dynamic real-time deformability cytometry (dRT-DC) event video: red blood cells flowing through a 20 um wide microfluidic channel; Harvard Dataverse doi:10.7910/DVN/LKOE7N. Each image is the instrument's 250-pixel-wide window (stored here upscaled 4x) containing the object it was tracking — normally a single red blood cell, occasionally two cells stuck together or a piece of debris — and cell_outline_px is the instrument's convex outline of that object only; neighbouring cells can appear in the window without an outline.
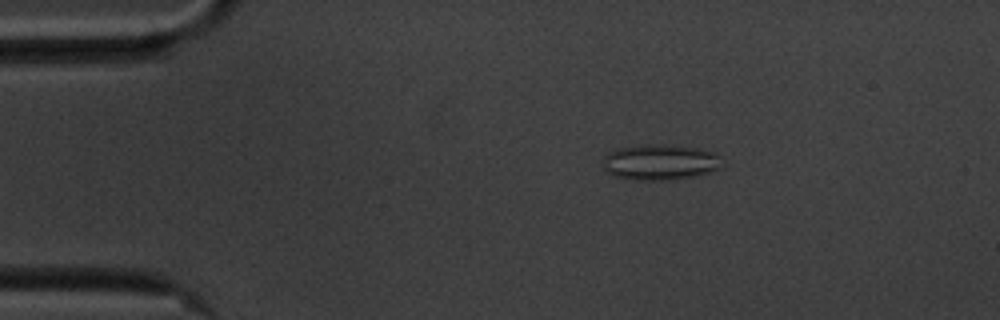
{"species": "common noctule bat (a hibernating species)", "species_latin": "Nyctalus noctula", "temperature_condition": "cold", "stored_images_in_passage": 50, "camera_frame_rate_fps": 3000, "um_per_image_px": 0.085, "animal": {"sex": "male", "body_mass_g": 20.1, "forearm_length_mm": 53.5}, "frame": {"image": 1, "passage_image": 3, "time_ms": 0.667, "image_size_px": [1000, 320], "cell_outline_px": [[724, 164], [720, 168], [696, 176], [672, 180], [636, 180], [616, 176], [608, 172], [604, 168], [604, 160], [608, 152], [620, 148], [644, 144], [664, 144], [700, 148], [712, 152], [720, 156]], "centroid_in_image_um": [56.16, 13.78], "position_along_channel_um": 28.8, "area_um2": 24.85}}
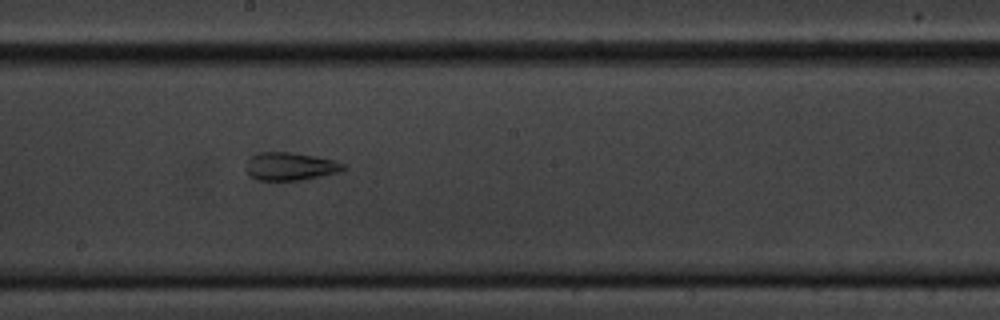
{"frame": {"image": 2, "passage_image": 24, "time_ms": 7.667, "image_size_px": [1000, 320], "cell_outline_px": [[348, 168], [340, 172], [300, 180], [256, 180], [248, 176], [244, 168], [244, 164], [252, 156], [260, 152], [292, 152], [316, 156], [336, 160], [344, 164]], "centroid_in_image_um": [24.65, 14.14], "position_along_channel_um": 223.5, "area_um2": 16.18}}
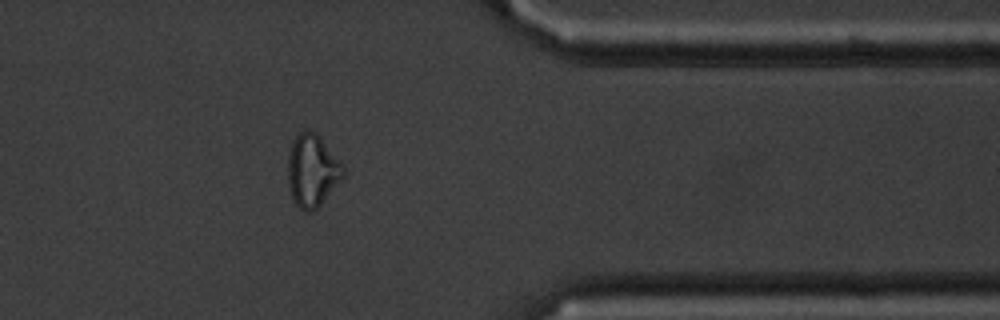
{"frame": {"image": 3, "passage_image": 39, "time_ms": 12.667, "image_size_px": [1000, 320], "cell_outline_px": [[344, 176], [320, 204], [312, 212], [304, 212], [292, 200], [288, 184], [288, 156], [292, 140], [304, 128], [316, 132], [320, 136], [344, 164]], "centroid_in_image_um": [26.53, 14.47], "position_along_channel_um": 384.9, "area_um2": 23.58}, "authors_computed_cell_mechanics": {"area_um2": 20.4323, "velocity_mm_per_s": 3.5071, "shape_relaxation_time_tau1_ms": null, "shape_relaxation_time_tau2_ms": 2.0572, "deformation_change_tau1": null, "deformation_change_tau2": 0.0705}}